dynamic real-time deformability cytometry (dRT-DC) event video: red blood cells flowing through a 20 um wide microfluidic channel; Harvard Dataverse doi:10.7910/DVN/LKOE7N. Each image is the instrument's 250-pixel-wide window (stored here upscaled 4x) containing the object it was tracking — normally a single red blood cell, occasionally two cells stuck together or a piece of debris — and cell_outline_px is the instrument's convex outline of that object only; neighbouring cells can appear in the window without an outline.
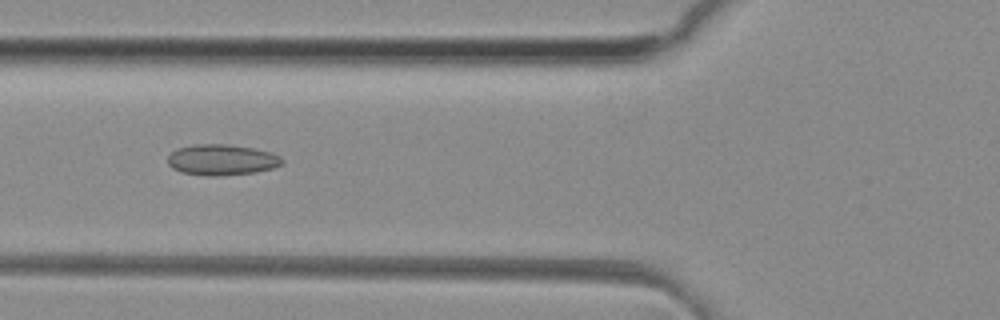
{"species": "common noctule bat (a hibernating species)", "species_latin": "Nyctalus noctula", "temperature_condition": "room temperature", "stored_images_in_passage": 37, "camera_frame_rate_fps": 3000, "um_per_image_px": 0.085, "animal": {"sex": "female", "body_mass_g": 29.2, "forearm_length_mm": 56.3}, "frame": {"image": 1, "passage_image": 6, "time_ms": 1.667, "image_size_px": [1000, 320], "cell_outline_px": [[284, 160], [280, 164], [272, 168], [256, 172], [220, 176], [204, 176], [180, 172], [172, 168], [168, 164], [168, 156], [176, 148], [192, 144], [228, 144], [252, 148], [272, 152], [280, 156]], "centroid_in_image_um": [18.82, 13.58], "position_along_channel_um": 107.0, "area_um2": 20.75}}
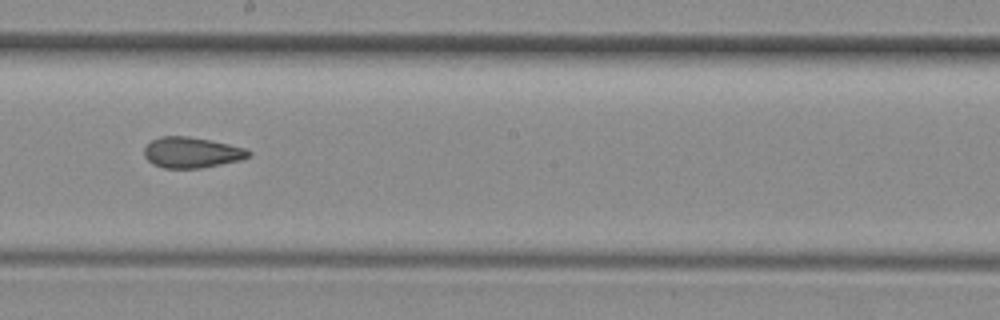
{"frame": {"image": 2, "passage_image": 15, "time_ms": 4.667, "image_size_px": [1000, 320], "cell_outline_px": [[252, 156], [240, 160], [200, 168], [164, 168], [152, 164], [144, 156], [144, 148], [152, 140], [160, 136], [188, 136], [228, 144], [244, 148], [252, 152]], "centroid_in_image_um": [16.28, 12.96], "position_along_channel_um": 231.9, "area_um2": 18.61}}
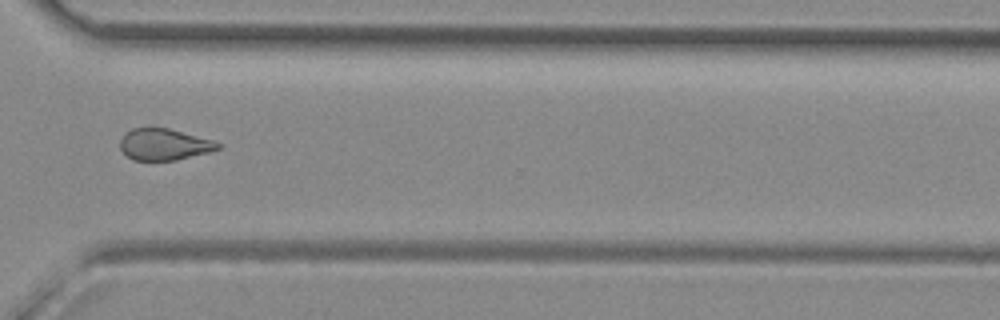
{"frame": {"image": 3, "passage_image": 24, "time_ms": 7.667, "image_size_px": [1000, 320], "cell_outline_px": [[220, 148], [208, 152], [176, 160], [132, 160], [120, 148], [120, 140], [132, 128], [168, 128], [212, 140], [220, 144]], "centroid_in_image_um": [13.94, 12.28], "position_along_channel_um": 356.7, "area_um2": 17.57}, "authors_computed_cell_mechanics": {"area_um2": 19.074, "velocity_mm_per_s": 4.1654, "shape_relaxation_time_tau1_ms": null, "shape_relaxation_time_tau2_ms": 2.4623, "deformation_change_tau1": null, "deformation_change_tau2": 0.0922}}